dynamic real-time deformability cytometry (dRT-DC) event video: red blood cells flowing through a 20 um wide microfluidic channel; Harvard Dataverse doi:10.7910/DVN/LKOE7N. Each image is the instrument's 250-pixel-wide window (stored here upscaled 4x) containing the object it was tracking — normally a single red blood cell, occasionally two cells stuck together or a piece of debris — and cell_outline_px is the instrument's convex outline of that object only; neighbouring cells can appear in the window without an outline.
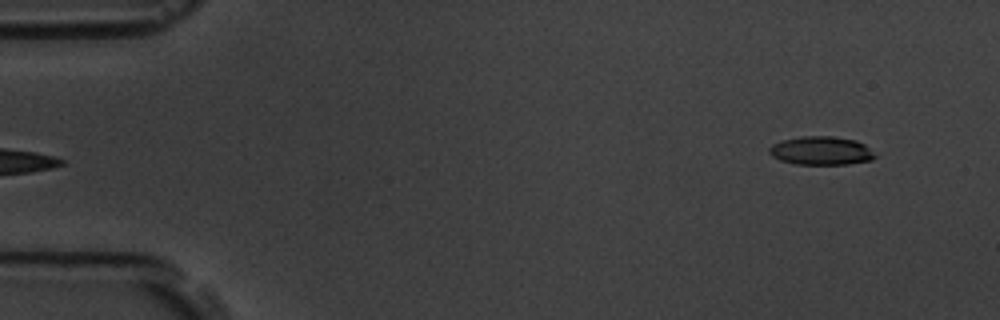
{"species": "common noctule bat (a hibernating species)", "species_latin": "Nyctalus noctula", "temperature_condition": "room temperature", "stored_images_in_passage": 4, "segment_of_instrument_passage": [2, 2], "camera_frame_rate_fps": 3000, "um_per_image_px": 0.085, "animal": {"sex": "male", "body_mass_g": 19.5, "forearm_length_mm": 54.6}, "frame": {"image": 1, "passage_image": 4, "time_ms": 3.667, "image_size_px": [1000, 320], "cell_outline_px": [[876, 156], [872, 160], [848, 164], [796, 164], [780, 160], [772, 156], [768, 152], [768, 148], [772, 144], [784, 140], [804, 136], [832, 136], [856, 140], [864, 144]], "centroid_in_image_um": [69.78, 12.81], "position_along_channel_um": 15.2, "area_um2": 17.46}}